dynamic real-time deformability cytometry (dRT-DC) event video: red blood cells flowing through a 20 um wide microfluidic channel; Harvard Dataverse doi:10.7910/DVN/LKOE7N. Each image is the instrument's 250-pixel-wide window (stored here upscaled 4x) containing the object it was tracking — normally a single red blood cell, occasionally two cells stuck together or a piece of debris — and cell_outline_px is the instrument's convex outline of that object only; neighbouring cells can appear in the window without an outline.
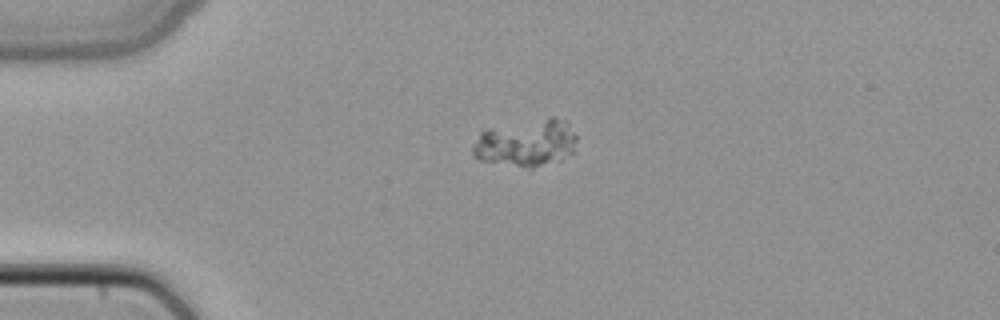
{"species": "common noctule bat (a hibernating species)", "species_latin": "Nyctalus noctula", "temperature_condition": "cold", "stored_images_in_passage": 3, "camera_frame_rate_fps": 3000, "um_per_image_px": 0.085, "animal": {"sex": "female", "body_mass_g": 22.7, "forearm_length_mm": 54.2}, "frame": {"image": 1, "passage_image": 1, "time_ms": 0.0, "image_size_px": [1000, 320], "cell_outline_px": [[576, 140], [572, 152], [560, 160], [532, 168], [528, 168], [476, 160], [472, 156], [472, 144], [480, 132], [484, 128], [548, 116], [552, 116], [568, 120], [576, 136]], "centroid_in_image_um": [44.68, 12.12], "position_along_channel_um": 40.3, "area_um2": 29.42}}